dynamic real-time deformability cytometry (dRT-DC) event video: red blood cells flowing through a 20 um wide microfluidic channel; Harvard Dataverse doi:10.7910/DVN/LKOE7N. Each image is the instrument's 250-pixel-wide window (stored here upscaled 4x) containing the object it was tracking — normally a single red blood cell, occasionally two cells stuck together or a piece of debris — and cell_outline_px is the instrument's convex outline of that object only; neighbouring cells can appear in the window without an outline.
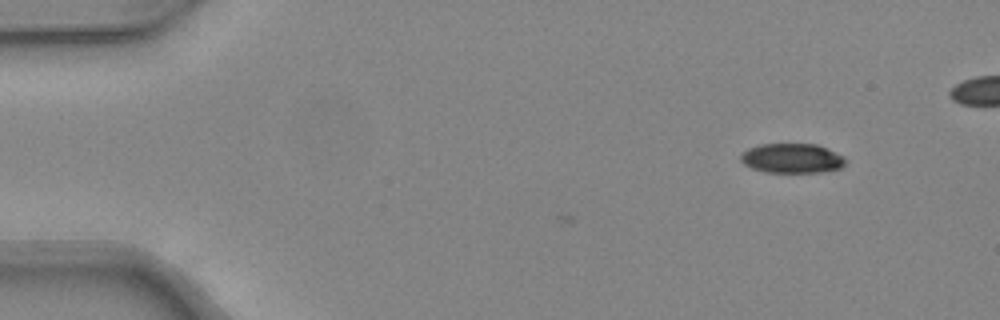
{"species": "common noctule bat (a hibernating species)", "species_latin": "Nyctalus noctula", "temperature_condition": "warm", "stored_images_in_passage": 3, "camera_frame_rate_fps": 3000, "um_per_image_px": 0.085, "animal": {"sex": "female", "body_mass_g": 24.6, "forearm_length_mm": 56.2}, "frame": {"image": 1, "passage_image": 3, "time_ms": 0.667, "image_size_px": [1000, 320], "cell_outline_px": [[848, 160], [840, 168], [820, 172], [768, 172], [752, 168], [744, 164], [740, 160], [740, 156], [748, 148], [760, 144], [816, 144]], "centroid_in_image_um": [67.28, 13.46], "position_along_channel_um": 17.7, "area_um2": 17.74}}